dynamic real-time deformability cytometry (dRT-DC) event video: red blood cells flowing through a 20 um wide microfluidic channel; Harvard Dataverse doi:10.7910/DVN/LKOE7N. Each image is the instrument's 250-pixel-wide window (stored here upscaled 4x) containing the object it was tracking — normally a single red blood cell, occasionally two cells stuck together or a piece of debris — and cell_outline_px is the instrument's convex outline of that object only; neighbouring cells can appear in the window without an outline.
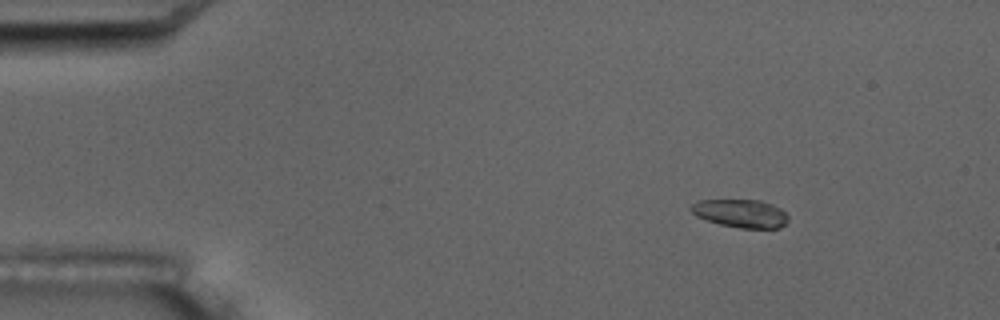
{"species": "common noctule bat (a hibernating species)", "species_latin": "Nyctalus noctula", "temperature_condition": "room temperature", "stored_images_in_passage": 7, "camera_frame_rate_fps": 3000, "um_per_image_px": 0.085, "animal": {"sex": "male", "body_mass_g": 17.5, "forearm_length_mm": 52.3}, "frame": {"image": 1, "passage_image": 3, "time_ms": 2.333, "image_size_px": [1000, 320], "cell_outline_px": [[788, 220], [780, 228], [740, 228], [720, 224], [696, 216], [688, 208], [692, 204], [700, 200], [760, 200], [772, 204], [780, 208], [788, 216]], "centroid_in_image_um": [62.96, 18.13], "position_along_channel_um": 22.0, "area_um2": 15.9}}
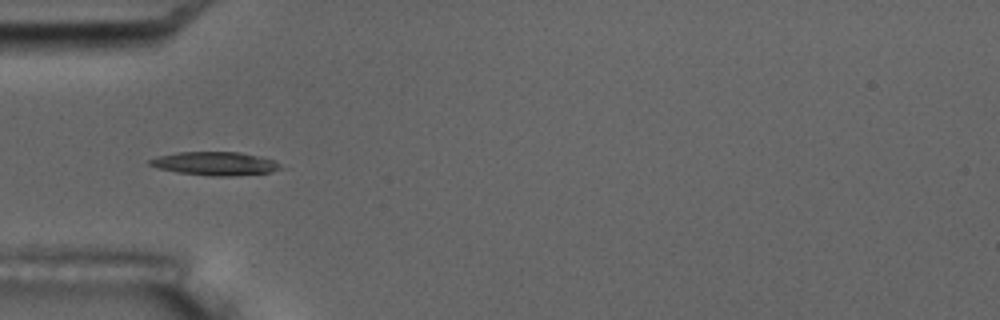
{"frame": {"image": 2, "passage_image": 6, "time_ms": 6.0, "image_size_px": [1000, 320], "cell_outline_px": [[280, 168], [268, 172], [232, 176], [212, 176], [176, 172], [156, 168], [148, 164], [148, 160], [156, 156], [176, 152], [240, 152], [272, 160]], "centroid_in_image_um": [18.13, 13.9], "position_along_channel_um": 66.9, "area_um2": 17.63}}